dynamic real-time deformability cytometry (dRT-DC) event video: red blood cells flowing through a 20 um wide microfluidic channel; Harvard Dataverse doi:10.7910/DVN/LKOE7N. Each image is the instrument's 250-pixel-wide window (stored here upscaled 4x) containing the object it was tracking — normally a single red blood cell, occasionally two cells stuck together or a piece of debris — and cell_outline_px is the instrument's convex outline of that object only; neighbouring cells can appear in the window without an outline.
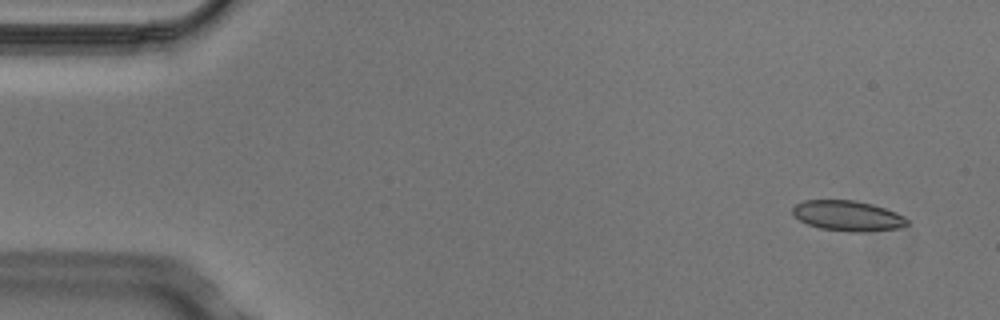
{"species": "Egyptian fruit bat (a non-hibernating species)", "species_latin": "Rousettus aegyptiacus", "temperature_condition": "cold", "stored_images_in_passage": 4, "camera_frame_rate_fps": 3000, "um_per_image_px": 0.085, "animal": {"sex": "male"}, "frame": {"image": 1, "passage_image": 1, "time_ms": 0.0, "image_size_px": [1000, 320], "cell_outline_px": [[908, 224], [900, 228], [860, 232], [852, 232], [820, 228], [808, 224], [800, 220], [792, 212], [792, 208], [796, 204], [804, 200], [856, 200], [872, 204], [896, 212], [904, 216], [908, 220]], "centroid_in_image_um": [72.07, 18.34], "position_along_channel_um": 12.9, "area_um2": 20.17}}
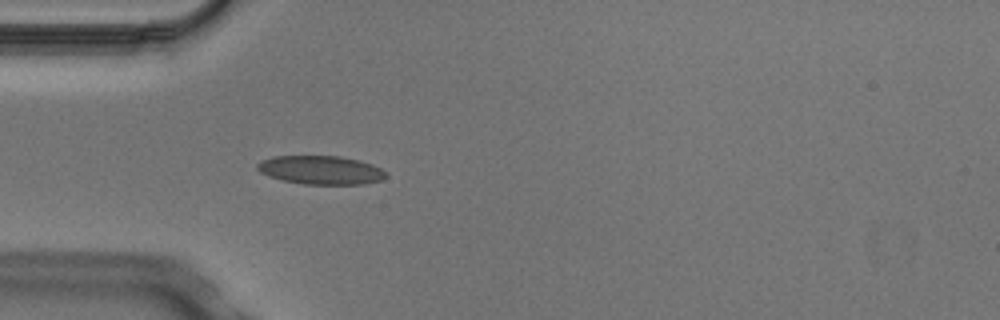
{"frame": {"image": 2, "passage_image": 4, "time_ms": 1.0, "image_size_px": [1000, 320], "cell_outline_px": [[388, 176], [380, 180], [364, 184], [304, 184], [284, 180], [268, 176], [260, 172], [256, 168], [256, 164], [260, 160], [272, 156], [340, 156], [360, 160], [372, 164], [380, 168]], "centroid_in_image_um": [27.24, 14.44], "position_along_channel_um": 57.8, "area_um2": 21.5}}